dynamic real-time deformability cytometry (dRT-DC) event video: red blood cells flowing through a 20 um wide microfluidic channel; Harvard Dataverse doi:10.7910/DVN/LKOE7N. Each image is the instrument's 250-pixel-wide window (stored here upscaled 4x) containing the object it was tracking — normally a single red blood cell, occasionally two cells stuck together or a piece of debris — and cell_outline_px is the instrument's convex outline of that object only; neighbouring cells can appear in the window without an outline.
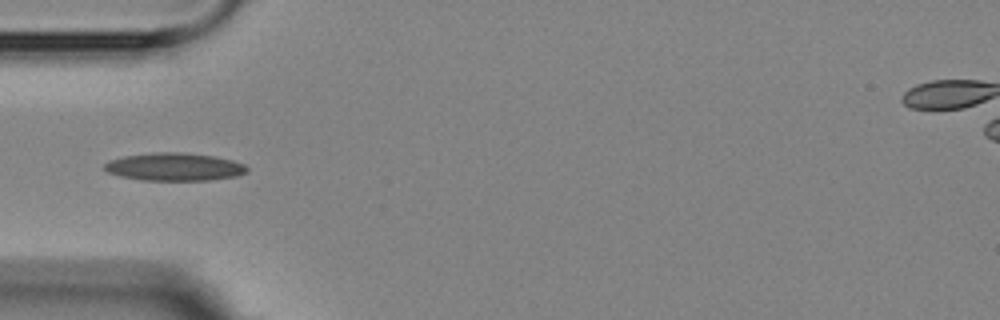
{"species": "Egyptian fruit bat (a non-hibernating species)", "species_latin": "Rousettus aegyptiacus", "temperature_condition": "room temperature", "stored_images_in_passage": 5, "camera_frame_rate_fps": 3000, "um_per_image_px": 0.085, "animal": {"sex": "female"}, "frame": {"image": 1, "passage_image": 5, "time_ms": 5.667, "image_size_px": [1000, 320], "cell_outline_px": [[248, 172], [236, 176], [208, 180], [140, 180], [120, 176], [108, 172], [104, 168], [104, 164], [112, 160], [124, 156], [160, 152], [180, 152], [212, 156], [232, 160], [244, 164], [248, 168]], "centroid_in_image_um": [14.84, 14.19], "position_along_channel_um": 70.2, "area_um2": 22.89}}